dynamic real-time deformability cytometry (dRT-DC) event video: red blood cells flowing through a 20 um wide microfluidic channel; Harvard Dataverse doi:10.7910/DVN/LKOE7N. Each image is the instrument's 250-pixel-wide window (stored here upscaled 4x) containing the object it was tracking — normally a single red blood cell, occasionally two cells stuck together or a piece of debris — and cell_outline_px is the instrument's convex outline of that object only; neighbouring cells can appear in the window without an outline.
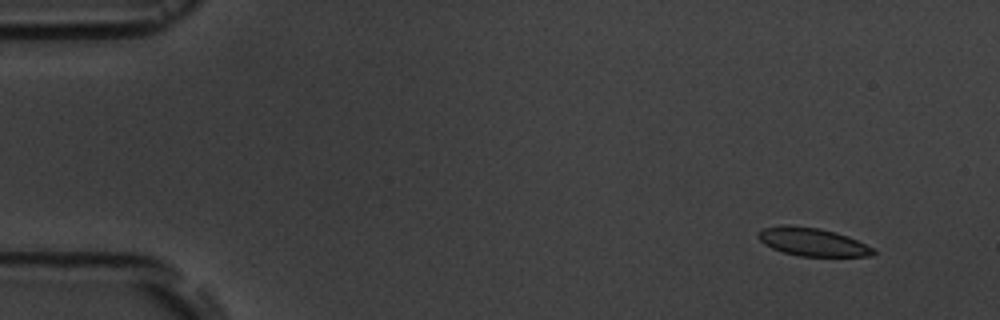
{"species": "common noctule bat (a hibernating species)", "species_latin": "Nyctalus noctula", "temperature_condition": "room temperature", "stored_images_in_passage": 5, "camera_frame_rate_fps": 3000, "um_per_image_px": 0.085, "animal": {"sex": "male", "body_mass_g": 19.5, "forearm_length_mm": 54.6}, "frame": {"image": 1, "passage_image": 1, "time_ms": 0.0, "image_size_px": [1000, 320], "cell_outline_px": [[876, 252], [872, 256], [800, 256], [784, 252], [772, 248], [764, 244], [756, 236], [764, 228], [780, 224], [788, 224], [820, 228], [836, 232], [848, 236], [872, 248]], "centroid_in_image_um": [69.03, 20.55], "position_along_channel_um": 16.0, "area_um2": 18.84}}